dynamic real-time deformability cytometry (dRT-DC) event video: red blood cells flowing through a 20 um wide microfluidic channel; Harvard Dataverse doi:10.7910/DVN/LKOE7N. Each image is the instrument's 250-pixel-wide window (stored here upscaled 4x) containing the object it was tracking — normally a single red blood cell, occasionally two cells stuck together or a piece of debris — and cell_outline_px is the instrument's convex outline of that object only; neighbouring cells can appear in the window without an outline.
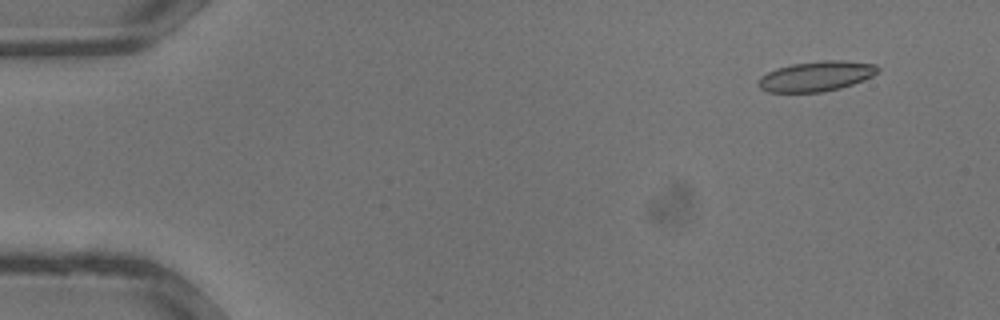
{"species": "common noctule bat (a hibernating species)", "species_latin": "Nyctalus noctula", "temperature_condition": "warm", "stored_images_in_passage": 34, "camera_frame_rate_fps": 3000, "um_per_image_px": 0.085, "animal": {"sex": "male", "body_mass_g": 13.3}, "frame": {"image": 1, "passage_image": 3, "time_ms": 0.667, "image_size_px": [1000, 320], "cell_outline_px": [[880, 68], [872, 76], [864, 80], [840, 88], [824, 92], [768, 92], [760, 88], [756, 84], [760, 76], [776, 68], [792, 64], [824, 60], [844, 60], [876, 64]], "centroid_in_image_um": [69.37, 6.48], "position_along_channel_um": 15.6, "area_um2": 21.04}}
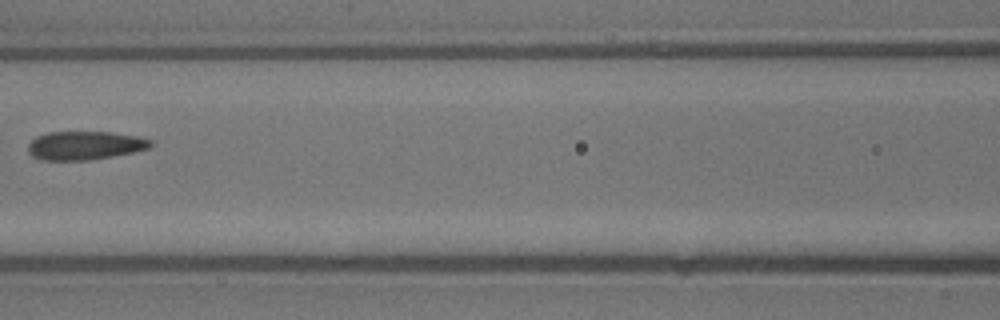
{"frame": {"image": 2, "passage_image": 16, "time_ms": 5.0, "image_size_px": [1000, 320], "cell_outline_px": [[152, 144], [148, 148], [132, 152], [112, 156], [88, 160], [40, 160], [32, 156], [28, 152], [28, 144], [36, 136], [48, 132], [112, 132], [140, 136], [152, 140]], "centroid_in_image_um": [7.19, 12.36], "position_along_channel_um": 159.4, "area_um2": 20.46}}
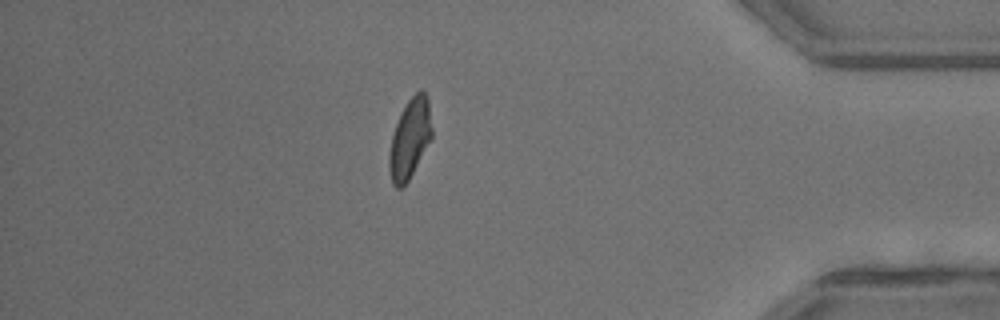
{"frame": {"image": 3, "passage_image": 30, "time_ms": 9.667, "image_size_px": [1000, 320], "cell_outline_px": [[432, 140], [408, 180], [400, 188], [396, 188], [392, 184], [388, 168], [388, 156], [392, 136], [400, 112], [408, 100], [420, 88], [428, 96], [432, 128]], "centroid_in_image_um": [34.84, 11.77], "position_along_channel_um": 400.4, "area_um2": 20.06}}